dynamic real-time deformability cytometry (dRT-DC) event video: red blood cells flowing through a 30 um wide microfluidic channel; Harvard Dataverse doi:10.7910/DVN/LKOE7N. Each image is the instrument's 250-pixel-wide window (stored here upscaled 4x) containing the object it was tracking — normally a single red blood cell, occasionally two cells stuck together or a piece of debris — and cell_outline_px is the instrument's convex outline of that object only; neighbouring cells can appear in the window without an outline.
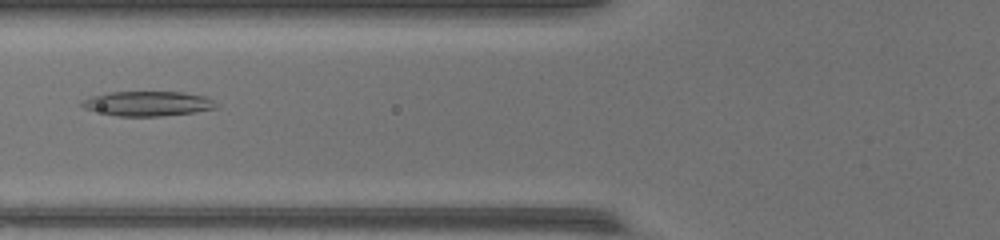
{"species": "common noctule bat (a hibernating species)", "species_latin": "Nyctalus noctula", "temperature_condition": "warm", "stored_images_in_passage": 32, "camera_frame_rate_fps": 3000, "um_per_image_px": 0.085, "animal": {"sex": "female", "body_mass_g": 17.0, "forearm_length_mm": 48.0}, "frame": {"image": 1, "passage_image": 4, "time_ms": 1.0, "image_size_px": [1000, 240], "cell_outline_px": [[220, 104], [216, 108], [196, 112], [160, 116], [116, 116], [84, 108], [80, 104], [84, 100], [92, 96], [112, 92], [184, 92], [208, 96]], "centroid_in_image_um": [12.65, 8.8], "position_along_channel_um": 113.1, "area_um2": 19.42}}
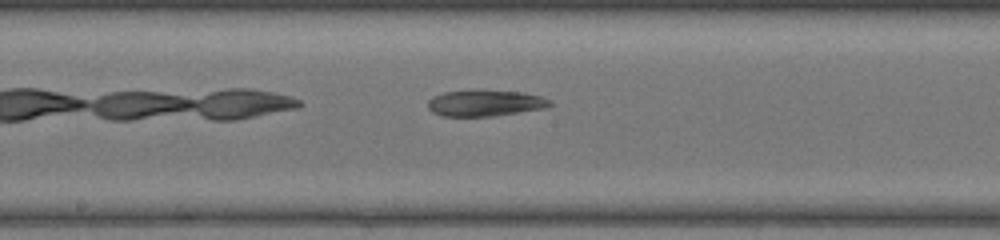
{"frame": {"image": 2, "passage_image": 11, "time_ms": 3.333, "image_size_px": [1000, 240], "cell_outline_px": [[552, 104], [548, 108], [492, 116], [440, 116], [432, 112], [428, 108], [428, 100], [432, 96], [444, 92], [476, 88], [484, 88], [524, 92], [540, 96], [552, 100]], "centroid_in_image_um": [41.24, 8.72], "position_along_channel_um": 207.0, "area_um2": 19.48}}
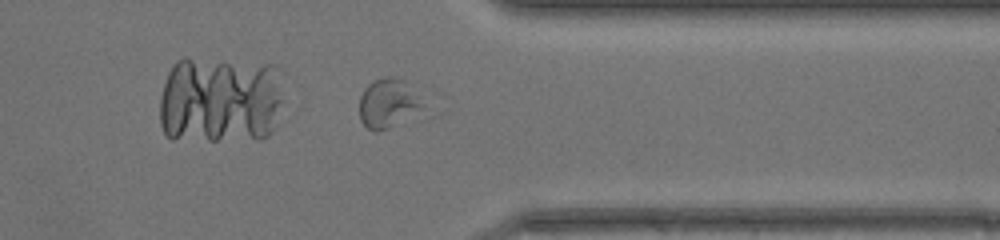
{"frame": {"image": 3, "passage_image": 24, "time_ms": 7.667, "image_size_px": [1000, 240], "cell_outline_px": [[444, 96], [432, 116], [428, 120], [376, 132], [372, 132], [360, 120], [360, 96], [364, 88], [372, 80], [384, 76], [392, 76], [424, 84], [436, 88], [444, 92]], "centroid_in_image_um": [33.76, 8.76], "position_along_channel_um": 377.6, "area_um2": 24.85}}